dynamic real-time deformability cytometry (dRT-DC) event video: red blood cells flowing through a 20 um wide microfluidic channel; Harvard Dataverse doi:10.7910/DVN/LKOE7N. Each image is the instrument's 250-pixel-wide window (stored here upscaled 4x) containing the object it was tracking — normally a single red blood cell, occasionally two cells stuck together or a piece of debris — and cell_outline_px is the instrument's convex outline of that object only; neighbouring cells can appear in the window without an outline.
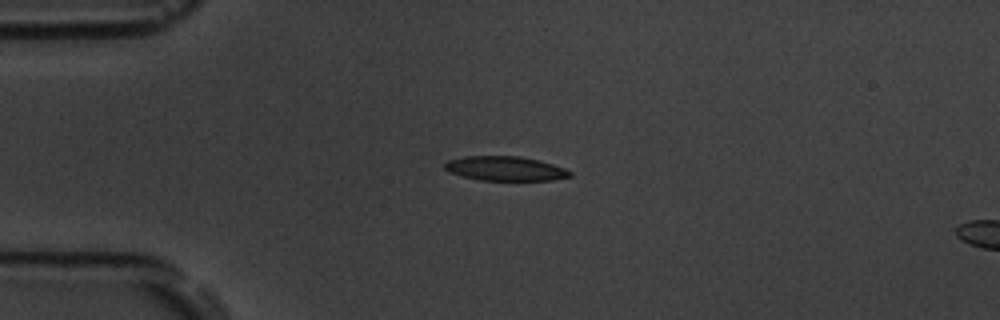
{"species": "common noctule bat (a hibernating species)", "species_latin": "Nyctalus noctula", "temperature_condition": "room temperature", "stored_images_in_passage": 5, "camera_frame_rate_fps": 3000, "um_per_image_px": 0.085, "animal": {"sex": "male", "body_mass_g": 19.5, "forearm_length_mm": 54.6}, "frame": {"image": 1, "passage_image": 1, "time_ms": 0.0, "image_size_px": [1000, 320], "cell_outline_px": [[572, 176], [552, 180], [480, 180], [448, 172], [444, 168], [444, 164], [448, 160], [464, 156], [520, 156], [540, 160], [564, 168], [572, 172]], "centroid_in_image_um": [42.94, 14.32], "position_along_channel_um": 42.1, "area_um2": 17.8}}